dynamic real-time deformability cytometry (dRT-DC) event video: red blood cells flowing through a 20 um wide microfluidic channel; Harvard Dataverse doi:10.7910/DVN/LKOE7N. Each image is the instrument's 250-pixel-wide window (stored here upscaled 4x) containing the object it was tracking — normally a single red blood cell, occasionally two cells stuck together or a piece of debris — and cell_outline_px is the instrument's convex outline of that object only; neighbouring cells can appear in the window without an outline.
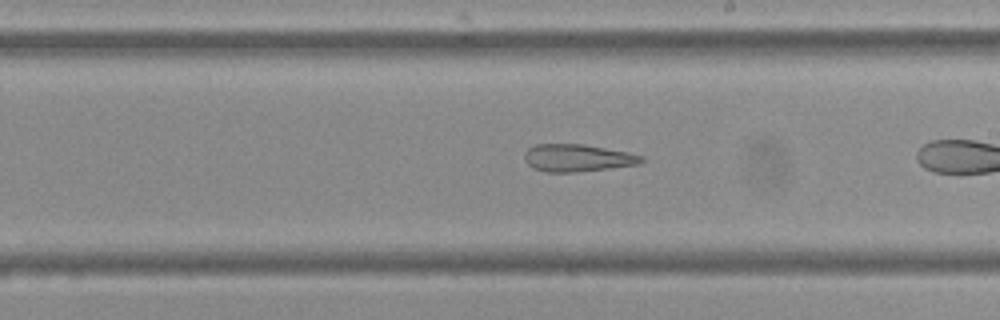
{"species": "Egyptian fruit bat (a non-hibernating species)", "species_latin": "Rousettus aegyptiacus", "temperature_condition": "cold", "stored_images_in_passage": 26, "camera_frame_rate_fps": 3000, "um_per_image_px": 0.085, "frame": {"image": 1, "passage_image": 15, "time_ms": 4.667, "image_size_px": [1000, 320], "cell_outline_px": [[644, 160], [640, 164], [576, 172], [544, 172], [532, 168], [524, 160], [524, 152], [528, 148], [536, 144], [584, 144], [628, 152], [644, 156]], "centroid_in_image_um": [49.06, 13.42], "position_along_channel_um": 239.9, "area_um2": 18.79}}